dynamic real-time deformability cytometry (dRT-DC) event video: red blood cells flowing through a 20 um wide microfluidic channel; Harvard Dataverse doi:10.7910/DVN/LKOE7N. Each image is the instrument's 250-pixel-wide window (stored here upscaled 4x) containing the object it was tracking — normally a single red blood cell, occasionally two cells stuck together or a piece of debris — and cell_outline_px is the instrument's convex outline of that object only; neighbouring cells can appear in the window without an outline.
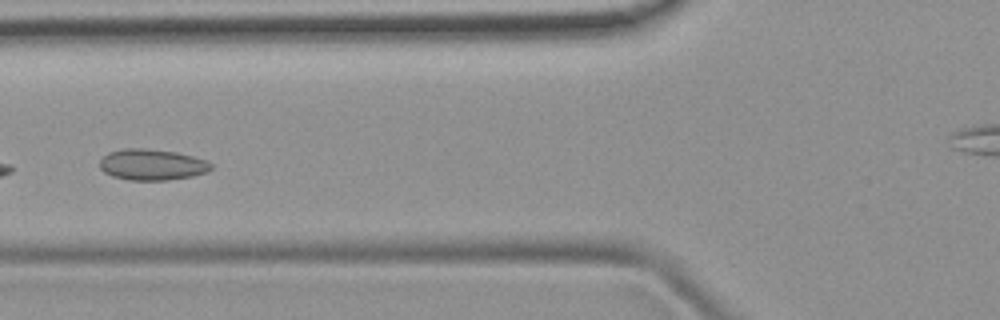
{"species": "common noctule bat (a hibernating species)", "species_latin": "Nyctalus noctula", "temperature_condition": "room temperature", "stored_images_in_passage": 26, "camera_frame_rate_fps": 3000, "um_per_image_px": 0.085, "animal": {"sex": "female", "body_mass_g": 19.9}, "frame": {"image": 1, "passage_image": 5, "time_ms": 1.333, "image_size_px": [1000, 320], "cell_outline_px": [[212, 168], [208, 172], [192, 176], [164, 180], [128, 180], [112, 176], [104, 172], [100, 168], [100, 160], [108, 152], [124, 148], [144, 148], [176, 152], [208, 160], [212, 164]], "centroid_in_image_um": [12.93, 13.99], "position_along_channel_um": 112.9, "area_um2": 20.23}}
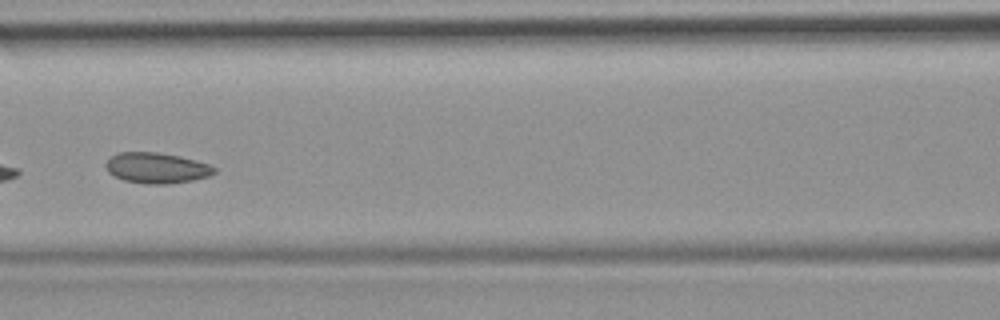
{"frame": {"image": 2, "passage_image": 8, "time_ms": 2.333, "image_size_px": [1000, 320], "cell_outline_px": [[216, 172], [208, 176], [192, 180], [168, 184], [144, 184], [124, 180], [108, 172], [104, 164], [112, 156], [120, 152], [156, 152], [180, 156], [196, 160], [208, 164], [216, 168]], "centroid_in_image_um": [13.31, 14.27], "position_along_channel_um": 153.3, "area_um2": 19.31}}